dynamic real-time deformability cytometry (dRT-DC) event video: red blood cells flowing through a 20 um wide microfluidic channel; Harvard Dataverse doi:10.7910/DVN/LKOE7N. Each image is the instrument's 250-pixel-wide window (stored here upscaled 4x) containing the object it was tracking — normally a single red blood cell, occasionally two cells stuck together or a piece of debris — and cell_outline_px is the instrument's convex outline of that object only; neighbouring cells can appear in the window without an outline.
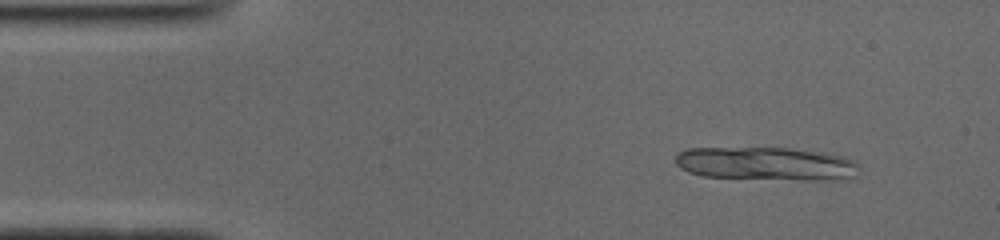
{"species": "common noctule bat (a hibernating species)", "species_latin": "Nyctalus noctula", "temperature_condition": "cold", "stored_images_in_passage": 17, "camera_frame_rate_fps": 3000, "um_per_image_px": 0.085, "animal": {"sex": "male", "body_mass_g": 19.0, "forearm_length_mm": 50.8}, "frame": {"image": 1, "passage_image": 5, "time_ms": 1.333, "image_size_px": [1000, 240], "cell_outline_px": [[856, 164], [852, 176], [704, 176], [688, 172], [680, 168], [676, 164], [676, 156], [680, 152], [688, 148], [792, 148], [812, 152], [848, 160]], "centroid_in_image_um": [64.74, 13.83], "position_along_channel_um": 20.3, "area_um2": 31.91}}